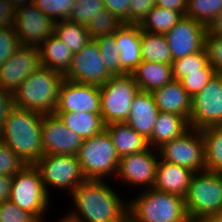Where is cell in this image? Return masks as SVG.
<instances>
[{"label": "cell", "instance_id": "obj_1", "mask_svg": "<svg viewBox=\"0 0 222 222\" xmlns=\"http://www.w3.org/2000/svg\"><path fill=\"white\" fill-rule=\"evenodd\" d=\"M72 196L77 208L68 216L79 222H128V204L103 179H86Z\"/></svg>", "mask_w": 222, "mask_h": 222}, {"label": "cell", "instance_id": "obj_2", "mask_svg": "<svg viewBox=\"0 0 222 222\" xmlns=\"http://www.w3.org/2000/svg\"><path fill=\"white\" fill-rule=\"evenodd\" d=\"M42 121V114L14 107L0 130V141L25 165H35L44 156Z\"/></svg>", "mask_w": 222, "mask_h": 222}, {"label": "cell", "instance_id": "obj_3", "mask_svg": "<svg viewBox=\"0 0 222 222\" xmlns=\"http://www.w3.org/2000/svg\"><path fill=\"white\" fill-rule=\"evenodd\" d=\"M63 80L62 73L40 66L21 82L13 94L15 107L42 115L54 114Z\"/></svg>", "mask_w": 222, "mask_h": 222}, {"label": "cell", "instance_id": "obj_4", "mask_svg": "<svg viewBox=\"0 0 222 222\" xmlns=\"http://www.w3.org/2000/svg\"><path fill=\"white\" fill-rule=\"evenodd\" d=\"M128 202V222H187L184 198L176 194L144 190Z\"/></svg>", "mask_w": 222, "mask_h": 222}, {"label": "cell", "instance_id": "obj_5", "mask_svg": "<svg viewBox=\"0 0 222 222\" xmlns=\"http://www.w3.org/2000/svg\"><path fill=\"white\" fill-rule=\"evenodd\" d=\"M184 202L189 220L222 214V174L209 171L194 173Z\"/></svg>", "mask_w": 222, "mask_h": 222}, {"label": "cell", "instance_id": "obj_6", "mask_svg": "<svg viewBox=\"0 0 222 222\" xmlns=\"http://www.w3.org/2000/svg\"><path fill=\"white\" fill-rule=\"evenodd\" d=\"M76 156L86 179H102L117 174L121 159L106 129L83 139Z\"/></svg>", "mask_w": 222, "mask_h": 222}, {"label": "cell", "instance_id": "obj_7", "mask_svg": "<svg viewBox=\"0 0 222 222\" xmlns=\"http://www.w3.org/2000/svg\"><path fill=\"white\" fill-rule=\"evenodd\" d=\"M9 200L43 222L50 199L35 165H25L13 176Z\"/></svg>", "mask_w": 222, "mask_h": 222}, {"label": "cell", "instance_id": "obj_8", "mask_svg": "<svg viewBox=\"0 0 222 222\" xmlns=\"http://www.w3.org/2000/svg\"><path fill=\"white\" fill-rule=\"evenodd\" d=\"M139 90L131 74L112 76L105 82L100 87V114L104 124L125 122L131 111L132 101Z\"/></svg>", "mask_w": 222, "mask_h": 222}, {"label": "cell", "instance_id": "obj_9", "mask_svg": "<svg viewBox=\"0 0 222 222\" xmlns=\"http://www.w3.org/2000/svg\"><path fill=\"white\" fill-rule=\"evenodd\" d=\"M161 160L192 170L194 173L206 171L204 139L202 130L189 128L158 148Z\"/></svg>", "mask_w": 222, "mask_h": 222}, {"label": "cell", "instance_id": "obj_10", "mask_svg": "<svg viewBox=\"0 0 222 222\" xmlns=\"http://www.w3.org/2000/svg\"><path fill=\"white\" fill-rule=\"evenodd\" d=\"M35 166L41 174L48 195V186L68 189L72 193L86 180L76 155L47 154L39 159Z\"/></svg>", "mask_w": 222, "mask_h": 222}, {"label": "cell", "instance_id": "obj_11", "mask_svg": "<svg viewBox=\"0 0 222 222\" xmlns=\"http://www.w3.org/2000/svg\"><path fill=\"white\" fill-rule=\"evenodd\" d=\"M222 124V74L217 73L192 97L189 126L202 130Z\"/></svg>", "mask_w": 222, "mask_h": 222}, {"label": "cell", "instance_id": "obj_12", "mask_svg": "<svg viewBox=\"0 0 222 222\" xmlns=\"http://www.w3.org/2000/svg\"><path fill=\"white\" fill-rule=\"evenodd\" d=\"M111 77L95 40L90 41L80 51L73 54L70 68L64 74V79L99 87Z\"/></svg>", "mask_w": 222, "mask_h": 222}, {"label": "cell", "instance_id": "obj_13", "mask_svg": "<svg viewBox=\"0 0 222 222\" xmlns=\"http://www.w3.org/2000/svg\"><path fill=\"white\" fill-rule=\"evenodd\" d=\"M54 25L33 3L16 10L13 27L20 46L39 48L53 34Z\"/></svg>", "mask_w": 222, "mask_h": 222}, {"label": "cell", "instance_id": "obj_14", "mask_svg": "<svg viewBox=\"0 0 222 222\" xmlns=\"http://www.w3.org/2000/svg\"><path fill=\"white\" fill-rule=\"evenodd\" d=\"M207 30L208 28L204 24L183 16L164 34L172 60L175 61L202 50Z\"/></svg>", "mask_w": 222, "mask_h": 222}, {"label": "cell", "instance_id": "obj_15", "mask_svg": "<svg viewBox=\"0 0 222 222\" xmlns=\"http://www.w3.org/2000/svg\"><path fill=\"white\" fill-rule=\"evenodd\" d=\"M100 87L64 79L60 89L57 107L54 112L100 113Z\"/></svg>", "mask_w": 222, "mask_h": 222}, {"label": "cell", "instance_id": "obj_16", "mask_svg": "<svg viewBox=\"0 0 222 222\" xmlns=\"http://www.w3.org/2000/svg\"><path fill=\"white\" fill-rule=\"evenodd\" d=\"M41 66L40 50L37 47L20 46L0 66V87L14 94L21 82Z\"/></svg>", "mask_w": 222, "mask_h": 222}, {"label": "cell", "instance_id": "obj_17", "mask_svg": "<svg viewBox=\"0 0 222 222\" xmlns=\"http://www.w3.org/2000/svg\"><path fill=\"white\" fill-rule=\"evenodd\" d=\"M83 139L66 127L56 114L43 115L42 146L44 155H77Z\"/></svg>", "mask_w": 222, "mask_h": 222}, {"label": "cell", "instance_id": "obj_18", "mask_svg": "<svg viewBox=\"0 0 222 222\" xmlns=\"http://www.w3.org/2000/svg\"><path fill=\"white\" fill-rule=\"evenodd\" d=\"M151 150L149 147L143 152L121 157L117 174L125 183L135 187L146 185V190L153 188L159 159Z\"/></svg>", "mask_w": 222, "mask_h": 222}, {"label": "cell", "instance_id": "obj_19", "mask_svg": "<svg viewBox=\"0 0 222 222\" xmlns=\"http://www.w3.org/2000/svg\"><path fill=\"white\" fill-rule=\"evenodd\" d=\"M158 113L159 109L155 103L153 94L139 90L132 101L131 111L125 123L145 139L149 140L153 133Z\"/></svg>", "mask_w": 222, "mask_h": 222}, {"label": "cell", "instance_id": "obj_20", "mask_svg": "<svg viewBox=\"0 0 222 222\" xmlns=\"http://www.w3.org/2000/svg\"><path fill=\"white\" fill-rule=\"evenodd\" d=\"M120 67L131 74L142 62L141 28L139 24H123L115 33Z\"/></svg>", "mask_w": 222, "mask_h": 222}, {"label": "cell", "instance_id": "obj_21", "mask_svg": "<svg viewBox=\"0 0 222 222\" xmlns=\"http://www.w3.org/2000/svg\"><path fill=\"white\" fill-rule=\"evenodd\" d=\"M151 93L159 111L180 115L189 122L192 97L179 80L172 79L168 84Z\"/></svg>", "mask_w": 222, "mask_h": 222}, {"label": "cell", "instance_id": "obj_22", "mask_svg": "<svg viewBox=\"0 0 222 222\" xmlns=\"http://www.w3.org/2000/svg\"><path fill=\"white\" fill-rule=\"evenodd\" d=\"M194 172L159 158L153 189L185 197Z\"/></svg>", "mask_w": 222, "mask_h": 222}, {"label": "cell", "instance_id": "obj_23", "mask_svg": "<svg viewBox=\"0 0 222 222\" xmlns=\"http://www.w3.org/2000/svg\"><path fill=\"white\" fill-rule=\"evenodd\" d=\"M105 129L110 135L120 158L125 155L143 152L149 148L148 140L125 122L107 124Z\"/></svg>", "mask_w": 222, "mask_h": 222}, {"label": "cell", "instance_id": "obj_24", "mask_svg": "<svg viewBox=\"0 0 222 222\" xmlns=\"http://www.w3.org/2000/svg\"><path fill=\"white\" fill-rule=\"evenodd\" d=\"M141 91L153 92L172 79V64L142 61L131 73Z\"/></svg>", "mask_w": 222, "mask_h": 222}, {"label": "cell", "instance_id": "obj_25", "mask_svg": "<svg viewBox=\"0 0 222 222\" xmlns=\"http://www.w3.org/2000/svg\"><path fill=\"white\" fill-rule=\"evenodd\" d=\"M189 128V122L184 117L159 111L153 133L148 140L149 147L158 149L164 143L180 137Z\"/></svg>", "mask_w": 222, "mask_h": 222}, {"label": "cell", "instance_id": "obj_26", "mask_svg": "<svg viewBox=\"0 0 222 222\" xmlns=\"http://www.w3.org/2000/svg\"><path fill=\"white\" fill-rule=\"evenodd\" d=\"M63 124L82 139H88L105 130L100 113L54 112Z\"/></svg>", "mask_w": 222, "mask_h": 222}, {"label": "cell", "instance_id": "obj_27", "mask_svg": "<svg viewBox=\"0 0 222 222\" xmlns=\"http://www.w3.org/2000/svg\"><path fill=\"white\" fill-rule=\"evenodd\" d=\"M41 66L62 73L68 71L72 62V52L54 34L39 47Z\"/></svg>", "mask_w": 222, "mask_h": 222}, {"label": "cell", "instance_id": "obj_28", "mask_svg": "<svg viewBox=\"0 0 222 222\" xmlns=\"http://www.w3.org/2000/svg\"><path fill=\"white\" fill-rule=\"evenodd\" d=\"M53 34L75 54L87 45L92 38L84 25L68 19L55 22Z\"/></svg>", "mask_w": 222, "mask_h": 222}, {"label": "cell", "instance_id": "obj_29", "mask_svg": "<svg viewBox=\"0 0 222 222\" xmlns=\"http://www.w3.org/2000/svg\"><path fill=\"white\" fill-rule=\"evenodd\" d=\"M142 61L172 64V55L164 34L149 33L141 29Z\"/></svg>", "mask_w": 222, "mask_h": 222}, {"label": "cell", "instance_id": "obj_30", "mask_svg": "<svg viewBox=\"0 0 222 222\" xmlns=\"http://www.w3.org/2000/svg\"><path fill=\"white\" fill-rule=\"evenodd\" d=\"M206 171L222 174V124L202 129Z\"/></svg>", "mask_w": 222, "mask_h": 222}, {"label": "cell", "instance_id": "obj_31", "mask_svg": "<svg viewBox=\"0 0 222 222\" xmlns=\"http://www.w3.org/2000/svg\"><path fill=\"white\" fill-rule=\"evenodd\" d=\"M181 18V13L155 5L139 25L146 32L165 34Z\"/></svg>", "mask_w": 222, "mask_h": 222}, {"label": "cell", "instance_id": "obj_32", "mask_svg": "<svg viewBox=\"0 0 222 222\" xmlns=\"http://www.w3.org/2000/svg\"><path fill=\"white\" fill-rule=\"evenodd\" d=\"M222 11V0H188L187 17L204 24L207 28Z\"/></svg>", "mask_w": 222, "mask_h": 222}, {"label": "cell", "instance_id": "obj_33", "mask_svg": "<svg viewBox=\"0 0 222 222\" xmlns=\"http://www.w3.org/2000/svg\"><path fill=\"white\" fill-rule=\"evenodd\" d=\"M98 44L101 58L104 61L107 71L112 76H123L127 73L120 67L119 50L115 42V33L105 36H100L94 39Z\"/></svg>", "mask_w": 222, "mask_h": 222}, {"label": "cell", "instance_id": "obj_34", "mask_svg": "<svg viewBox=\"0 0 222 222\" xmlns=\"http://www.w3.org/2000/svg\"><path fill=\"white\" fill-rule=\"evenodd\" d=\"M207 64L208 59L205 48L194 54L179 58L172 62L173 79L181 81L186 77V73L201 72V69Z\"/></svg>", "mask_w": 222, "mask_h": 222}, {"label": "cell", "instance_id": "obj_35", "mask_svg": "<svg viewBox=\"0 0 222 222\" xmlns=\"http://www.w3.org/2000/svg\"><path fill=\"white\" fill-rule=\"evenodd\" d=\"M104 9L103 0H74V6L68 20L87 26Z\"/></svg>", "mask_w": 222, "mask_h": 222}, {"label": "cell", "instance_id": "obj_36", "mask_svg": "<svg viewBox=\"0 0 222 222\" xmlns=\"http://www.w3.org/2000/svg\"><path fill=\"white\" fill-rule=\"evenodd\" d=\"M122 25L123 23L105 8L101 14L90 21L86 28L94 40L100 36L116 33Z\"/></svg>", "mask_w": 222, "mask_h": 222}, {"label": "cell", "instance_id": "obj_37", "mask_svg": "<svg viewBox=\"0 0 222 222\" xmlns=\"http://www.w3.org/2000/svg\"><path fill=\"white\" fill-rule=\"evenodd\" d=\"M36 7L54 22L68 19L74 0H33Z\"/></svg>", "mask_w": 222, "mask_h": 222}, {"label": "cell", "instance_id": "obj_38", "mask_svg": "<svg viewBox=\"0 0 222 222\" xmlns=\"http://www.w3.org/2000/svg\"><path fill=\"white\" fill-rule=\"evenodd\" d=\"M216 74L215 69L208 63L201 69V72L186 73V77L180 82L186 92L193 97L195 94L201 92Z\"/></svg>", "mask_w": 222, "mask_h": 222}, {"label": "cell", "instance_id": "obj_39", "mask_svg": "<svg viewBox=\"0 0 222 222\" xmlns=\"http://www.w3.org/2000/svg\"><path fill=\"white\" fill-rule=\"evenodd\" d=\"M204 48L207 52L208 63L215 69L216 73L222 74V36L207 30Z\"/></svg>", "mask_w": 222, "mask_h": 222}, {"label": "cell", "instance_id": "obj_40", "mask_svg": "<svg viewBox=\"0 0 222 222\" xmlns=\"http://www.w3.org/2000/svg\"><path fill=\"white\" fill-rule=\"evenodd\" d=\"M25 163L19 156L3 142L0 141V175H16Z\"/></svg>", "mask_w": 222, "mask_h": 222}, {"label": "cell", "instance_id": "obj_41", "mask_svg": "<svg viewBox=\"0 0 222 222\" xmlns=\"http://www.w3.org/2000/svg\"><path fill=\"white\" fill-rule=\"evenodd\" d=\"M0 222H40L31 213L20 209L10 200L0 203Z\"/></svg>", "mask_w": 222, "mask_h": 222}, {"label": "cell", "instance_id": "obj_42", "mask_svg": "<svg viewBox=\"0 0 222 222\" xmlns=\"http://www.w3.org/2000/svg\"><path fill=\"white\" fill-rule=\"evenodd\" d=\"M20 47L14 27L0 29V66Z\"/></svg>", "mask_w": 222, "mask_h": 222}, {"label": "cell", "instance_id": "obj_43", "mask_svg": "<svg viewBox=\"0 0 222 222\" xmlns=\"http://www.w3.org/2000/svg\"><path fill=\"white\" fill-rule=\"evenodd\" d=\"M155 6V0H130L129 24H140Z\"/></svg>", "mask_w": 222, "mask_h": 222}, {"label": "cell", "instance_id": "obj_44", "mask_svg": "<svg viewBox=\"0 0 222 222\" xmlns=\"http://www.w3.org/2000/svg\"><path fill=\"white\" fill-rule=\"evenodd\" d=\"M104 7L123 24H129L130 0H103Z\"/></svg>", "mask_w": 222, "mask_h": 222}, {"label": "cell", "instance_id": "obj_45", "mask_svg": "<svg viewBox=\"0 0 222 222\" xmlns=\"http://www.w3.org/2000/svg\"><path fill=\"white\" fill-rule=\"evenodd\" d=\"M14 107L13 94L0 87V130Z\"/></svg>", "mask_w": 222, "mask_h": 222}, {"label": "cell", "instance_id": "obj_46", "mask_svg": "<svg viewBox=\"0 0 222 222\" xmlns=\"http://www.w3.org/2000/svg\"><path fill=\"white\" fill-rule=\"evenodd\" d=\"M16 10L9 0H0V29L14 26Z\"/></svg>", "mask_w": 222, "mask_h": 222}, {"label": "cell", "instance_id": "obj_47", "mask_svg": "<svg viewBox=\"0 0 222 222\" xmlns=\"http://www.w3.org/2000/svg\"><path fill=\"white\" fill-rule=\"evenodd\" d=\"M155 5L177 11L185 16L188 9V0H155Z\"/></svg>", "mask_w": 222, "mask_h": 222}, {"label": "cell", "instance_id": "obj_48", "mask_svg": "<svg viewBox=\"0 0 222 222\" xmlns=\"http://www.w3.org/2000/svg\"><path fill=\"white\" fill-rule=\"evenodd\" d=\"M13 176L0 175V203L9 200Z\"/></svg>", "mask_w": 222, "mask_h": 222}, {"label": "cell", "instance_id": "obj_49", "mask_svg": "<svg viewBox=\"0 0 222 222\" xmlns=\"http://www.w3.org/2000/svg\"><path fill=\"white\" fill-rule=\"evenodd\" d=\"M208 31L222 36V11L216 16L215 20L208 27Z\"/></svg>", "mask_w": 222, "mask_h": 222}, {"label": "cell", "instance_id": "obj_50", "mask_svg": "<svg viewBox=\"0 0 222 222\" xmlns=\"http://www.w3.org/2000/svg\"><path fill=\"white\" fill-rule=\"evenodd\" d=\"M11 6L17 10L25 5L33 4V0H9Z\"/></svg>", "mask_w": 222, "mask_h": 222}, {"label": "cell", "instance_id": "obj_51", "mask_svg": "<svg viewBox=\"0 0 222 222\" xmlns=\"http://www.w3.org/2000/svg\"><path fill=\"white\" fill-rule=\"evenodd\" d=\"M200 222H222V214H212L203 217L199 220Z\"/></svg>", "mask_w": 222, "mask_h": 222}, {"label": "cell", "instance_id": "obj_52", "mask_svg": "<svg viewBox=\"0 0 222 222\" xmlns=\"http://www.w3.org/2000/svg\"><path fill=\"white\" fill-rule=\"evenodd\" d=\"M57 222H79L73 218H71L70 216L66 215V216H63L62 219H59V221Z\"/></svg>", "mask_w": 222, "mask_h": 222}, {"label": "cell", "instance_id": "obj_53", "mask_svg": "<svg viewBox=\"0 0 222 222\" xmlns=\"http://www.w3.org/2000/svg\"><path fill=\"white\" fill-rule=\"evenodd\" d=\"M187 222H200L199 220H188Z\"/></svg>", "mask_w": 222, "mask_h": 222}]
</instances>
